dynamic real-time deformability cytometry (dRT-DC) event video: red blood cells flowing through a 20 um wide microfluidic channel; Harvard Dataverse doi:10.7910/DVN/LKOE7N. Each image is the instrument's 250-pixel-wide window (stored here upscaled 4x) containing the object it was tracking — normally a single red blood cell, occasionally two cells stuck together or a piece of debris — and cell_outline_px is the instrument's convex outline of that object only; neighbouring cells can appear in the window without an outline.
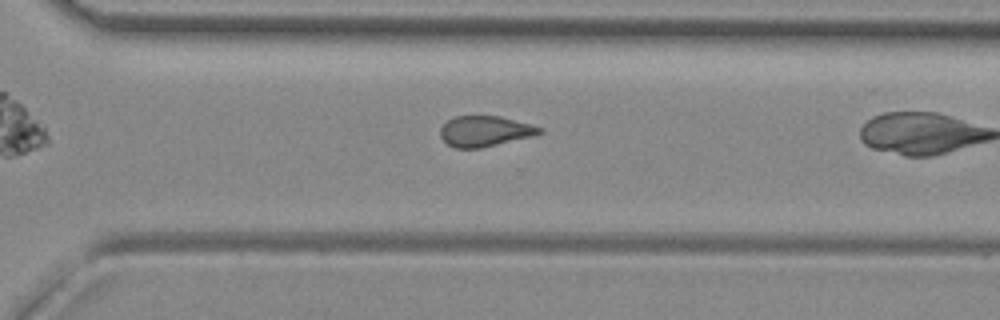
{"species": "common noctule bat (a hibernating species)", "species_latin": "Nyctalus noctula", "temperature_condition": "room temperature", "stored_images_in_passage": 27, "camera_frame_rate_fps": 3000, "um_per_image_px": 0.085, "animal": {"sex": "female", "body_mass_g": 29.2, "forearm_length_mm": 56.3}, "frame": {"image": 1, "passage_image": 23, "time_ms": 7.333, "image_size_px": [1000, 320], "cell_outline_px": [[544, 132], [532, 136], [480, 148], [456, 148], [448, 144], [440, 136], [440, 128], [448, 120], [456, 116], [500, 116], [544, 128]], "centroid_in_image_um": [41.22, 11.15], "position_along_channel_um": 329.4, "area_um2": 17.51}}